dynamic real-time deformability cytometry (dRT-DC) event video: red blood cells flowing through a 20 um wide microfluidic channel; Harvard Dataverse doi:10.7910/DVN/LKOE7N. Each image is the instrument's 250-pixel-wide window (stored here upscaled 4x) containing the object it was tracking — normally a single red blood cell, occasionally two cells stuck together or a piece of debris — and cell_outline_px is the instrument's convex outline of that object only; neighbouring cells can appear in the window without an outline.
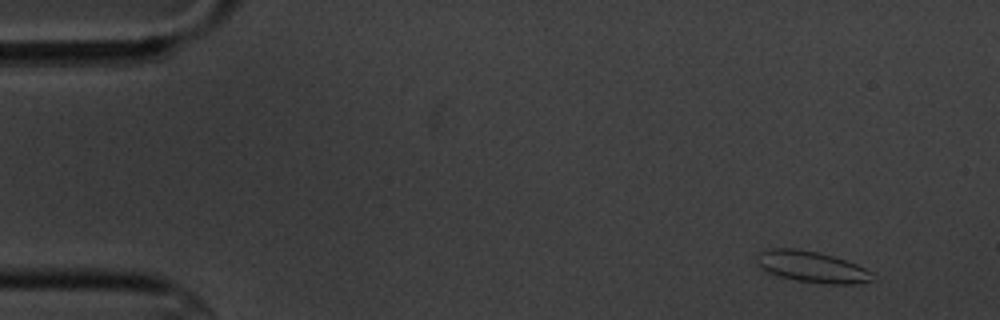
{"species": "common noctule bat (a hibernating species)", "species_latin": "Nyctalus noctula", "temperature_condition": "cold", "stored_images_in_passage": 6, "camera_frame_rate_fps": 3000, "um_per_image_px": 0.085, "animal": {"sex": "male", "body_mass_g": 20.1, "forearm_length_mm": 53.5}, "frame": {"image": 1, "passage_image": 1, "time_ms": 0.0, "image_size_px": [1000, 320], "cell_outline_px": [[872, 280], [856, 284], [828, 284], [796, 280], [764, 272], [756, 264], [756, 256], [760, 252], [768, 248], [796, 248], [816, 252], [832, 256], [856, 264], [872, 272]], "centroid_in_image_um": [68.93, 22.68], "position_along_channel_um": 16.1, "area_um2": 21.04}}
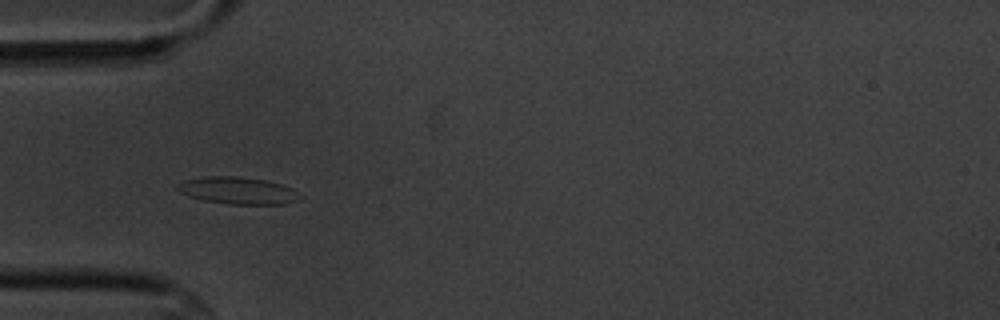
{"frame": {"image": 2, "passage_image": 4, "time_ms": 4.333, "image_size_px": [1000, 320], "cell_outline_px": [[304, 196], [300, 200], [284, 204], [228, 204], [204, 200], [188, 196], [180, 192], [176, 188], [176, 184], [184, 180], [204, 176], [236, 176], [264, 180], [280, 184], [292, 188]], "centroid_in_image_um": [20.23, 16.2], "position_along_channel_um": 64.8, "area_um2": 19.48}}
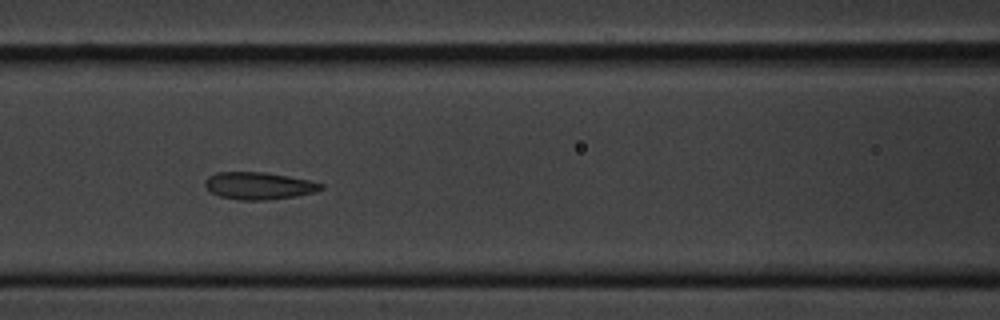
{"frame": {"image": 3, "passage_image": 6, "time_ms": 6.667, "image_size_px": [1000, 320], "cell_outline_px": [[324, 188], [316, 192], [296, 196], [268, 200], [240, 200], [220, 196], [212, 192], [204, 184], [204, 180], [208, 176], [216, 172], [264, 172], [288, 176], [308, 180], [324, 184]], "centroid_in_image_um": [22.01, 15.79], "position_along_channel_um": 144.6, "area_um2": 18.44}}